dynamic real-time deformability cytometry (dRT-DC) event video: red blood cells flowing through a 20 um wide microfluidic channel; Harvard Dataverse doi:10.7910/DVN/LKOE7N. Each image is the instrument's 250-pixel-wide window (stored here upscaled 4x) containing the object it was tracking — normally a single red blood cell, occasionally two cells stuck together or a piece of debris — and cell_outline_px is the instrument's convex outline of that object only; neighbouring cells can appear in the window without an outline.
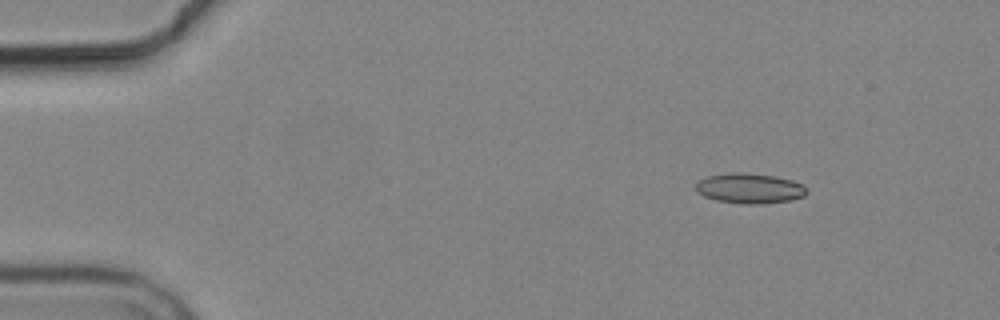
{"species": "common noctule bat (a hibernating species)", "species_latin": "Nyctalus noctula", "temperature_condition": "cold", "stored_images_in_passage": 4, "camera_frame_rate_fps": 3000, "um_per_image_px": 0.085, "animal": {"sex": "male", "body_mass_g": 19.2, "forearm_length_mm": 51.8}, "frame": {"image": 1, "passage_image": 2, "time_ms": 1.333, "image_size_px": [1000, 320], "cell_outline_px": [[808, 192], [804, 196], [792, 200], [760, 204], [744, 204], [716, 200], [704, 196], [696, 192], [696, 184], [700, 180], [708, 176], [732, 172], [744, 172], [776, 176], [792, 180], [800, 184]], "centroid_in_image_um": [63.71, 16.01], "position_along_channel_um": 21.3, "area_um2": 19.48}}